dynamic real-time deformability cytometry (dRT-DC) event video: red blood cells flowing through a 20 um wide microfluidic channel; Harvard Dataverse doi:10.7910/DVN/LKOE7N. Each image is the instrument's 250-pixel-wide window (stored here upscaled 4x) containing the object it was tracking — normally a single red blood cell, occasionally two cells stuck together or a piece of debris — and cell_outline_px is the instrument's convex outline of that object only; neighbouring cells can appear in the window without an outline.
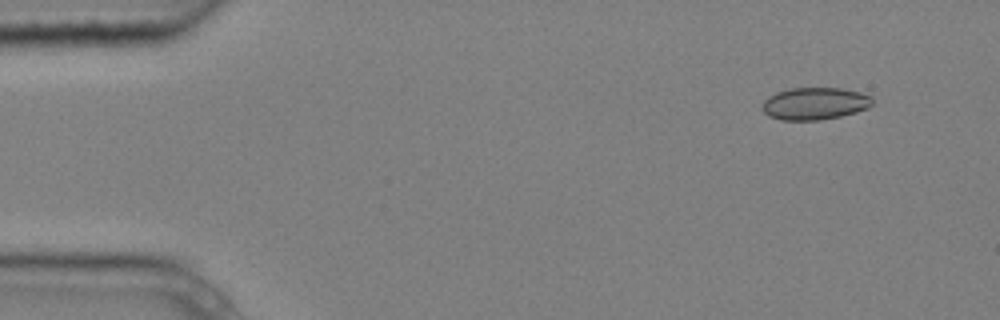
{"species": "common noctule bat (a hibernating species)", "species_latin": "Nyctalus noctula", "temperature_condition": "cold", "stored_images_in_passage": 3, "camera_frame_rate_fps": 3000, "um_per_image_px": 0.085, "animal": {"sex": "male", "body_mass_g": 20.4}, "frame": {"image": 1, "passage_image": 1, "time_ms": 0.0, "image_size_px": [1000, 320], "cell_outline_px": [[872, 104], [868, 108], [856, 112], [840, 116], [820, 120], [780, 120], [768, 116], [764, 112], [764, 100], [768, 96], [776, 92], [792, 88], [840, 88], [860, 92], [872, 96]], "centroid_in_image_um": [69.27, 8.8], "position_along_channel_um": 15.7, "area_um2": 20.69}}